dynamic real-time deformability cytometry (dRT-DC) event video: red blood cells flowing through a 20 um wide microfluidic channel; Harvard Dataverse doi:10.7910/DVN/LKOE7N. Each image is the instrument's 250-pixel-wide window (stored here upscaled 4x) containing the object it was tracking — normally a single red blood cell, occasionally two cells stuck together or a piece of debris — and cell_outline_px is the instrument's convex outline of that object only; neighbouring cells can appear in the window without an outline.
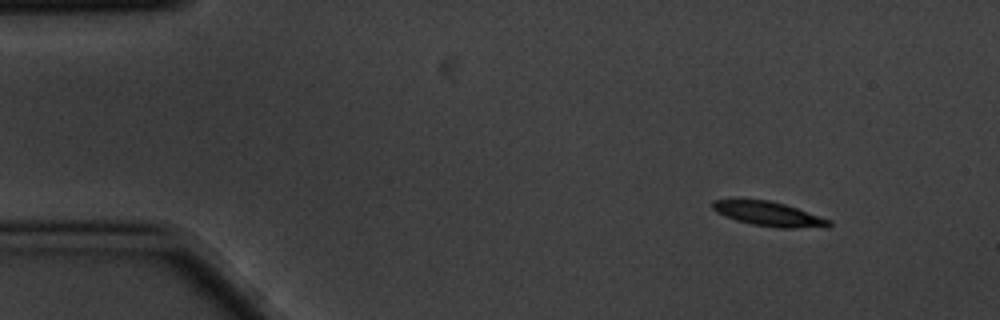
{"species": "common noctule bat (a hibernating species)", "species_latin": "Nyctalus noctula", "temperature_condition": "cold", "stored_images_in_passage": 5, "camera_frame_rate_fps": 3000, "um_per_image_px": 0.085, "animal": {"sex": "male", "body_mass_g": 20.1, "forearm_length_mm": 53.5}, "frame": {"image": 1, "passage_image": 1, "time_ms": 0.0, "image_size_px": [1000, 320], "cell_outline_px": [[832, 224], [828, 228], [780, 228], [752, 224], [736, 220], [724, 216], [716, 212], [712, 208], [712, 200], [768, 200], [784, 204], [832, 220]], "centroid_in_image_um": [65.4, 18.21], "position_along_channel_um": 19.6, "area_um2": 16.53}}
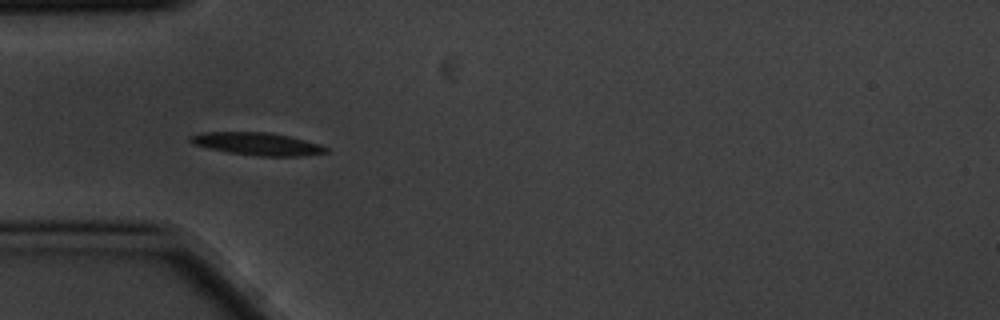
{"frame": {"image": 2, "passage_image": 4, "time_ms": 1.0, "image_size_px": [1000, 320], "cell_outline_px": [[328, 152], [304, 156], [256, 156], [228, 152], [208, 148], [192, 144], [188, 140], [188, 136], [200, 132], [268, 132], [288, 136], [320, 144], [328, 148]], "centroid_in_image_um": [21.83, 12.23], "position_along_channel_um": 63.2, "area_um2": 17.98}}